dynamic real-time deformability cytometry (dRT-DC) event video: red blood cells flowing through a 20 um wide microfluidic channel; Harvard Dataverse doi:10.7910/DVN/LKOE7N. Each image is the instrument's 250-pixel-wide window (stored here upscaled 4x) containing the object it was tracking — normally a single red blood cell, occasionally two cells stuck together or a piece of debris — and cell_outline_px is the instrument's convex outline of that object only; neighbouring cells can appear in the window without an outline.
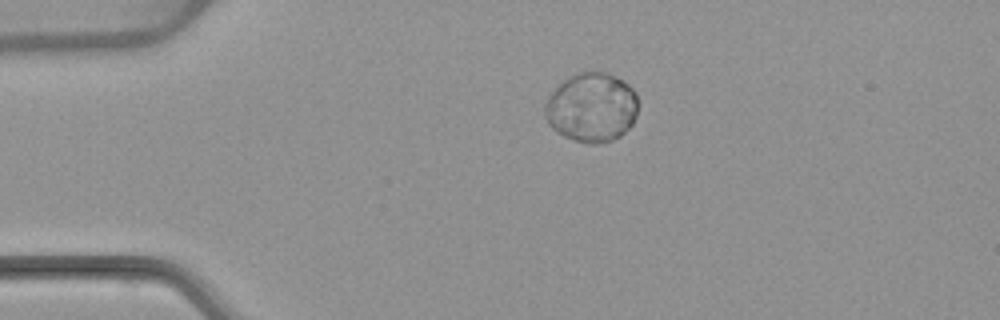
{"species": "common noctule bat (a hibernating species)", "species_latin": "Nyctalus noctula", "temperature_condition": "warm", "stored_images_in_passage": 5, "camera_frame_rate_fps": 3000, "um_per_image_px": 0.085, "animal": {"sex": "female", "body_mass_g": 22.7, "forearm_length_mm": 54.2}, "frame": {"image": 1, "passage_image": 4, "time_ms": 3.667, "image_size_px": [1000, 320], "cell_outline_px": [[636, 116], [632, 124], [620, 136], [612, 140], [596, 144], [588, 144], [564, 136], [556, 132], [548, 124], [544, 116], [544, 104], [548, 96], [564, 80], [580, 72], [604, 72], [628, 84], [636, 92]], "centroid_in_image_um": [50.26, 9.15], "position_along_channel_um": 34.7, "area_um2": 37.4}}